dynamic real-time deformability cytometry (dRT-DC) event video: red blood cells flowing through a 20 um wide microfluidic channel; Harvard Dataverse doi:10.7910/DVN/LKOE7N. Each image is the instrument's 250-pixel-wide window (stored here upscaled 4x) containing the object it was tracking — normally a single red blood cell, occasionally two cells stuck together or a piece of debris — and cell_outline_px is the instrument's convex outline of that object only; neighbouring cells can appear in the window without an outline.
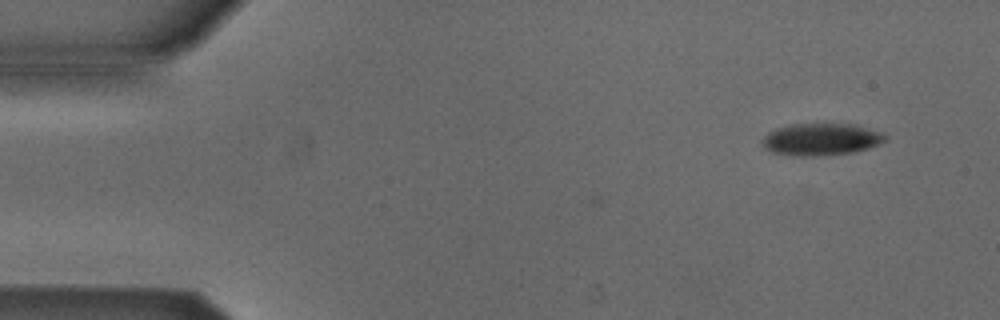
{"species": "Egyptian fruit bat (a non-hibernating species)", "species_latin": "Rousettus aegyptiacus", "temperature_condition": "cold", "stored_images_in_passage": 5, "segment_of_instrument_passage": [2, 2], "camera_frame_rate_fps": 3000, "um_per_image_px": 0.085, "animal": {"sex": "male"}, "frame": {"image": 1, "passage_image": 5, "time_ms": 1.333, "image_size_px": [1000, 320], "cell_outline_px": [[888, 136], [884, 140], [868, 148], [852, 152], [820, 156], [792, 156], [772, 152], [764, 148], [760, 140], [768, 132], [776, 128], [792, 124], [856, 124]], "centroid_in_image_um": [69.71, 11.85], "position_along_channel_um": 15.3, "area_um2": 22.89}}